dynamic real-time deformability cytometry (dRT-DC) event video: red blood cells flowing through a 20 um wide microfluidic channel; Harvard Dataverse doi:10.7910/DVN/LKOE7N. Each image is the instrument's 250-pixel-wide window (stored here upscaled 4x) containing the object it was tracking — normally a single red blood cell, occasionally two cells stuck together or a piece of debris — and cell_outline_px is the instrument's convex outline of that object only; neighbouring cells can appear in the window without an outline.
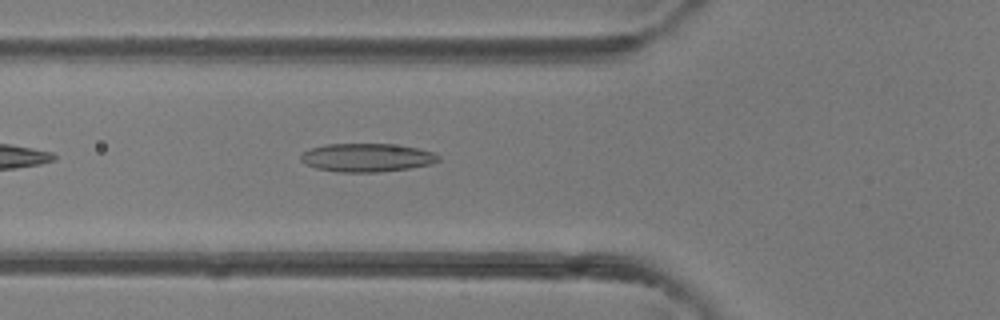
{"species": "common noctule bat (a hibernating species)", "species_latin": "Nyctalus noctula", "temperature_condition": "room temperature", "stored_images_in_passage": 2, "camera_frame_rate_fps": 3000, "um_per_image_px": 0.085, "animal": {"sex": "female"}, "frame": {"image": 1, "passage_image": 2, "time_ms": 1.0, "image_size_px": [1000, 320], "cell_outline_px": [[440, 160], [428, 164], [412, 168], [380, 172], [336, 172], [316, 168], [300, 160], [300, 156], [304, 152], [312, 148], [324, 144], [392, 144], [420, 148], [436, 152], [440, 156]], "centroid_in_image_um": [31.23, 13.39], "position_along_channel_um": 94.6, "area_um2": 22.89}}